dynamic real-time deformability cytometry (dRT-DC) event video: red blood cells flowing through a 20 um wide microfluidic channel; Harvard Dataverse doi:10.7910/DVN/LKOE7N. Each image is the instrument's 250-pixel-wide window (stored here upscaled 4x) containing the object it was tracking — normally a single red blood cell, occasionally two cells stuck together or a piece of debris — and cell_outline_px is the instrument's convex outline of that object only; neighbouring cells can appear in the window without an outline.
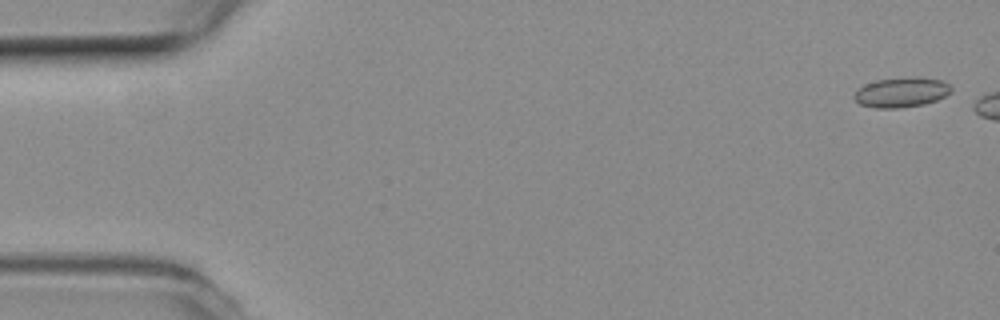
{"species": "common noctule bat (a hibernating species)", "species_latin": "Nyctalus noctula", "temperature_condition": "room temperature", "stored_images_in_passage": 7, "camera_frame_rate_fps": 3000, "um_per_image_px": 0.085, "animal": {"sex": "female", "body_mass_g": 19.3, "forearm_length_mm": 54.1}, "frame": {"image": 1, "passage_image": 2, "time_ms": 0.333, "image_size_px": [1000, 320], "cell_outline_px": [[952, 92], [936, 100], [924, 104], [896, 108], [876, 108], [860, 104], [852, 96], [864, 84], [876, 80], [912, 76], [916, 76], [940, 80], [948, 84], [952, 88]], "centroid_in_image_um": [76.62, 7.83], "position_along_channel_um": 8.4, "area_um2": 16.88}}